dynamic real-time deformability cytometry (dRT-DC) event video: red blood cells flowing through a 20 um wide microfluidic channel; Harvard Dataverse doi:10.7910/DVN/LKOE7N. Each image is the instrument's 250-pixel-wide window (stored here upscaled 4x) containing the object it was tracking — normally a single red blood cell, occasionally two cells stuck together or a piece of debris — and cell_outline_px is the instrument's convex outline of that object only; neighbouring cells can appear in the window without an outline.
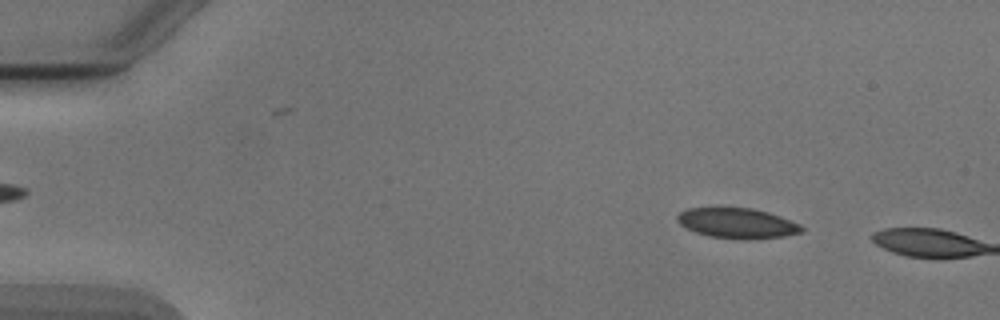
{"species": "Egyptian fruit bat (a non-hibernating species)", "species_latin": "Rousettus aegyptiacus", "temperature_condition": "cold", "stored_images_in_passage": 7, "camera_frame_rate_fps": 3000, "um_per_image_px": 0.085, "animal": {"sex": "male"}, "frame": {"image": 1, "passage_image": 6, "time_ms": 1.667, "image_size_px": [1000, 320], "cell_outline_px": [[804, 232], [784, 236], [708, 236], [696, 232], [680, 224], [676, 220], [676, 216], [680, 212], [688, 208], [752, 208], [768, 212], [780, 216], [800, 224], [804, 228]], "centroid_in_image_um": [62.65, 18.91], "position_along_channel_um": 22.4, "area_um2": 20.81}}